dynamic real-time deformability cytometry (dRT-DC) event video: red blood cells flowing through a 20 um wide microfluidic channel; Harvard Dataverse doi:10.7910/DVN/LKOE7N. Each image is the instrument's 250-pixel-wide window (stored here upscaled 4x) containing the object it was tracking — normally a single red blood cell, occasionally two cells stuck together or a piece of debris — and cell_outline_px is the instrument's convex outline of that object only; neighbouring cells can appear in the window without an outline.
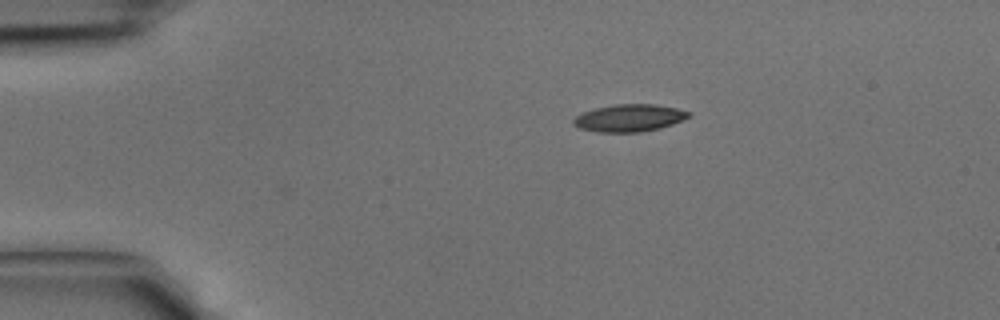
{"species": "common noctule bat (a hibernating species)", "species_latin": "Nyctalus noctula", "temperature_condition": "cold", "stored_images_in_passage": 26, "camera_frame_rate_fps": 3000, "um_per_image_px": 0.085, "animal": {"sex": "male", "body_mass_g": 15.6}, "frame": {"image": 1, "passage_image": 1, "time_ms": 0.0, "image_size_px": [1000, 320], "cell_outline_px": [[692, 112], [688, 116], [672, 124], [660, 128], [640, 132], [596, 132], [580, 128], [572, 124], [572, 120], [576, 116], [584, 112], [596, 108], [616, 104], [656, 104], [676, 108]], "centroid_in_image_um": [53.46, 10.03], "position_along_channel_um": 31.5, "area_um2": 18.21}}
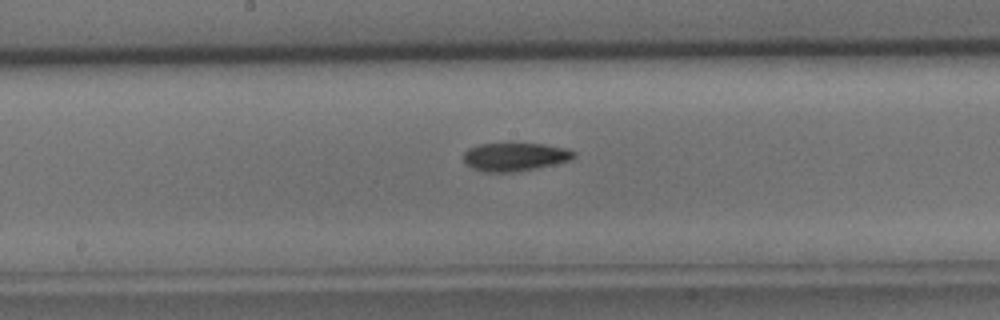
{"frame": {"image": 2, "passage_image": 15, "time_ms": 4.667, "image_size_px": [1000, 320], "cell_outline_px": [[576, 156], [568, 160], [536, 168], [512, 172], [484, 172], [472, 168], [464, 164], [464, 152], [468, 148], [480, 144], [544, 144], [564, 148], [576, 152]], "centroid_in_image_um": [43.71, 13.33], "position_along_channel_um": 204.5, "area_um2": 17.98}}
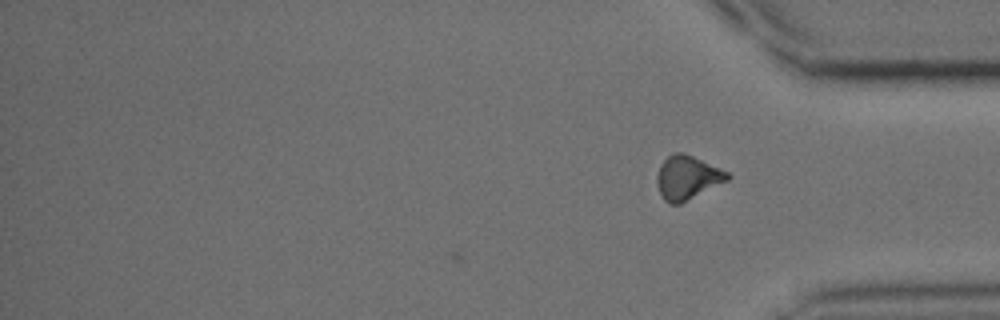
{"frame": {"image": 3, "passage_image": 26, "time_ms": 8.333, "image_size_px": [1000, 320], "cell_outline_px": [[732, 176], [728, 180], [680, 204], [668, 204], [660, 196], [656, 180], [656, 176], [660, 164], [672, 152], [684, 152], [720, 168], [728, 172]], "centroid_in_image_um": [58.4, 15.09], "position_along_channel_um": 376.8, "area_um2": 18.15}}